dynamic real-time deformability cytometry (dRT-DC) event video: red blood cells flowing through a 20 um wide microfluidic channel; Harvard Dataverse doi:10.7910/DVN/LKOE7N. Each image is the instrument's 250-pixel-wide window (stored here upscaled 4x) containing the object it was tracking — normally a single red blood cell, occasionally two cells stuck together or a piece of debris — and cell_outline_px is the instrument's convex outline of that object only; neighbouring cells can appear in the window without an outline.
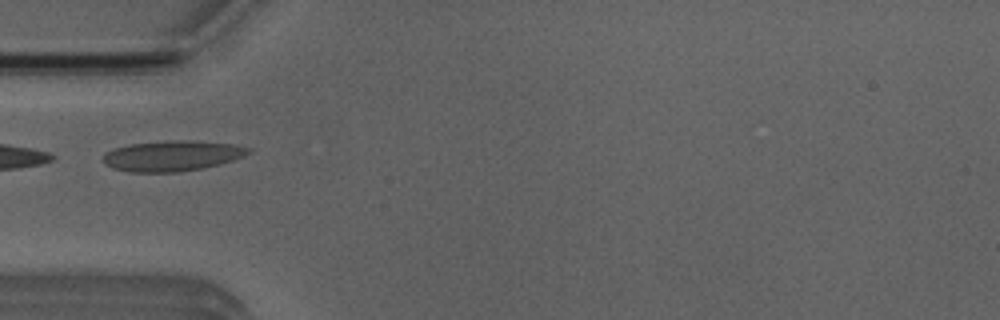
{"species": "Egyptian fruit bat (a non-hibernating species)", "species_latin": "Rousettus aegyptiacus", "temperature_condition": "room temperature", "stored_images_in_passage": 3, "camera_frame_rate_fps": 3000, "um_per_image_px": 0.085, "animal": {"sex": "male"}, "frame": {"image": 1, "passage_image": 2, "time_ms": 1.333, "image_size_px": [1000, 320], "cell_outline_px": [[252, 152], [244, 156], [220, 164], [200, 168], [176, 172], [132, 172], [112, 168], [100, 160], [104, 152], [116, 148], [132, 144], [176, 140], [188, 140], [232, 144], [252, 148]], "centroid_in_image_um": [14.62, 13.25], "position_along_channel_um": 70.4, "area_um2": 25.66}}